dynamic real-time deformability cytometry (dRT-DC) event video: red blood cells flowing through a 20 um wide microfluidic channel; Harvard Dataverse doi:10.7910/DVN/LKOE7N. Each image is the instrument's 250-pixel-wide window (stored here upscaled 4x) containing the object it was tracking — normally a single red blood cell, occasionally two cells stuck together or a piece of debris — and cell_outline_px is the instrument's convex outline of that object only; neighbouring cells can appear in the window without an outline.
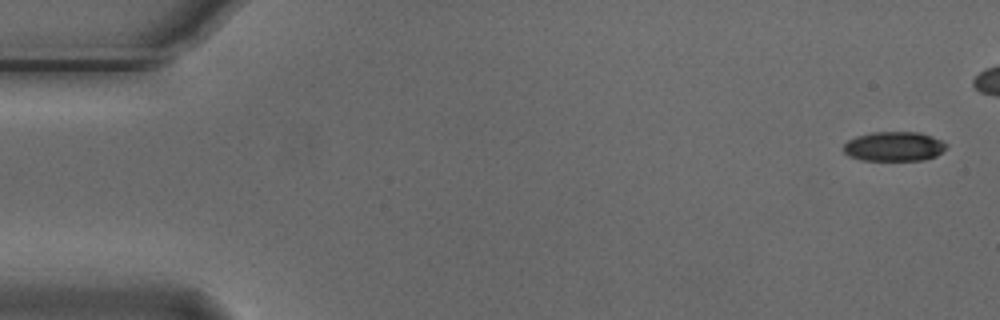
{"species": "Egyptian fruit bat (a non-hibernating species)", "species_latin": "Rousettus aegyptiacus", "temperature_condition": "cold", "stored_images_in_passage": 6, "camera_frame_rate_fps": 3000, "um_per_image_px": 0.085, "animal": {"sex": "male"}, "frame": {"image": 1, "passage_image": 1, "time_ms": 0.0, "image_size_px": [1000, 320], "cell_outline_px": [[948, 144], [936, 156], [924, 160], [860, 160], [848, 156], [844, 152], [844, 144], [848, 140], [856, 136], [872, 132], [920, 132], [932, 136]], "centroid_in_image_um": [75.97, 12.44], "position_along_channel_um": 9.0, "area_um2": 17.69}}
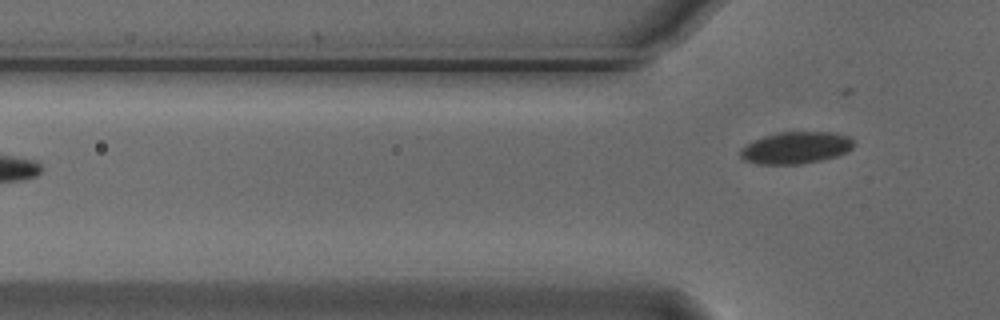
{"frame": {"image": 2, "passage_image": 6, "time_ms": 1.667, "image_size_px": [1000, 320], "cell_outline_px": [[852, 148], [836, 156], [820, 160], [800, 164], [760, 164], [740, 160], [740, 148], [744, 144], [752, 140], [764, 136], [780, 132], [836, 132], [848, 136], [852, 140]], "centroid_in_image_um": [67.57, 12.56], "position_along_channel_um": 58.2, "area_um2": 21.15}}